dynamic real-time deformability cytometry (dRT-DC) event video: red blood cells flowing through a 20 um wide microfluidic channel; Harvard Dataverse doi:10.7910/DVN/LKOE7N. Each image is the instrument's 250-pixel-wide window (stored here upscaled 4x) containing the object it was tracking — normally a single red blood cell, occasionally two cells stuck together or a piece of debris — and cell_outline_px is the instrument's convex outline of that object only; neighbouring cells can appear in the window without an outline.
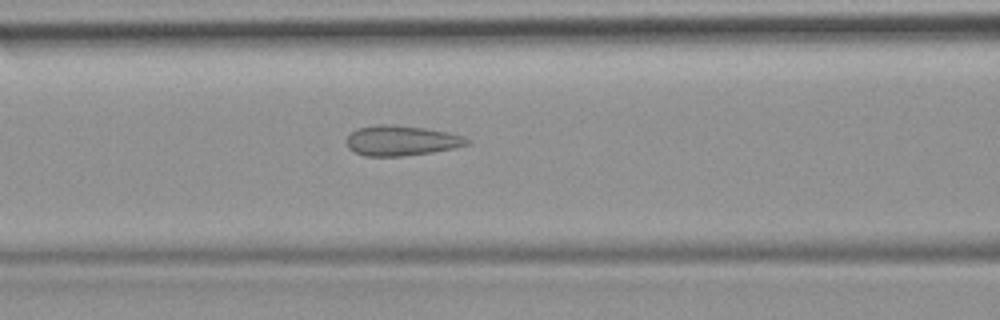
{"species": "common noctule bat (a hibernating species)", "species_latin": "Nyctalus noctula", "temperature_condition": "room temperature", "stored_images_in_passage": 5, "segment_of_instrument_passage": [1, 2], "camera_frame_rate_fps": 3000, "um_per_image_px": 0.085, "animal": {"sex": "female", "body_mass_g": 19.9}, "frame": {"image": 1, "passage_image": 4, "time_ms": 4.0, "image_size_px": [1000, 320], "cell_outline_px": [[472, 140], [468, 144], [452, 148], [432, 152], [400, 156], [364, 156], [348, 148], [344, 140], [352, 132], [360, 128], [376, 124], [392, 124], [424, 128], [448, 132], [464, 136]], "centroid_in_image_um": [34.1, 11.94], "position_along_channel_um": 132.5, "area_um2": 21.15}}